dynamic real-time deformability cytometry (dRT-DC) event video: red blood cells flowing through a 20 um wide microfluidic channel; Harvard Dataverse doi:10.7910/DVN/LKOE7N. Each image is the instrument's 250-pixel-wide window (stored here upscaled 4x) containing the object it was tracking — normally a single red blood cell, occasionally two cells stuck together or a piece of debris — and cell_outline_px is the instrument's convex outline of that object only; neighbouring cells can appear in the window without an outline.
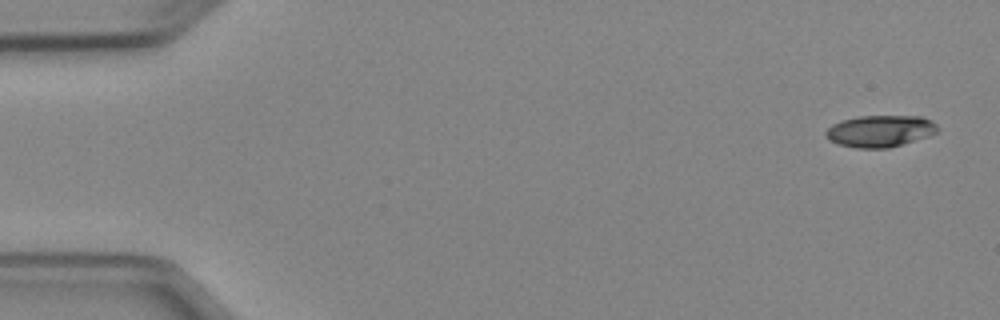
{"species": "Egyptian fruit bat (a non-hibernating species)", "species_latin": "Rousettus aegyptiacus", "temperature_condition": "cold", "stored_images_in_passage": 3, "camera_frame_rate_fps": 3000, "um_per_image_px": 0.085, "animal": {"sex": "female"}, "frame": {"image": 1, "passage_image": 1, "time_ms": 0.0, "image_size_px": [1000, 320], "cell_outline_px": [[940, 128], [936, 132], [928, 136], [888, 148], [856, 148], [840, 144], [828, 140], [824, 136], [824, 132], [832, 124], [840, 120], [860, 116], [924, 116], [932, 120]], "centroid_in_image_um": [74.79, 11.13], "position_along_channel_um": 10.2, "area_um2": 20.81}}